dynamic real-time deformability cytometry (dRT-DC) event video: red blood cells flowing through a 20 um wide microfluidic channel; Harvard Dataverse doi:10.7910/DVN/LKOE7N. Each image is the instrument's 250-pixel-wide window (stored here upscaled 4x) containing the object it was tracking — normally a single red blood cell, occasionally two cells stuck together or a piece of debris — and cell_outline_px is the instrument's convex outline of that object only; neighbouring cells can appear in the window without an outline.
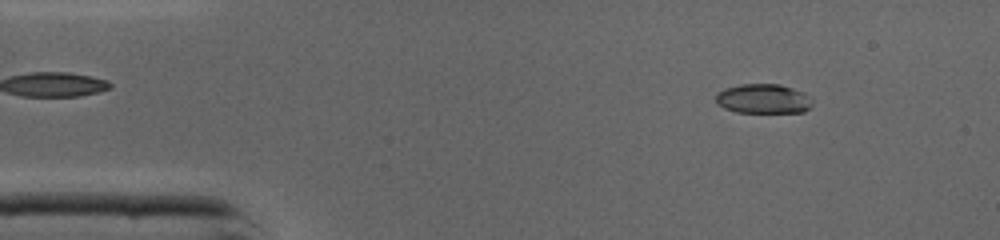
{"species": "common noctule bat (a hibernating species)", "species_latin": "Nyctalus noctula", "temperature_condition": "cold", "stored_images_in_passage": 44, "camera_frame_rate_fps": 3000, "um_per_image_px": 0.085, "animal": {"sex": "male", "body_mass_g": 19.0, "forearm_length_mm": 50.8}, "frame": {"image": 1, "passage_image": 4, "time_ms": 1.0, "image_size_px": [1000, 240], "cell_outline_px": [[812, 104], [804, 112], [736, 112], [724, 108], [716, 104], [716, 92], [724, 88], [740, 84], [780, 84], [792, 88], [812, 96]], "centroid_in_image_um": [64.86, 8.39], "position_along_channel_um": 20.1, "area_um2": 16.76}}
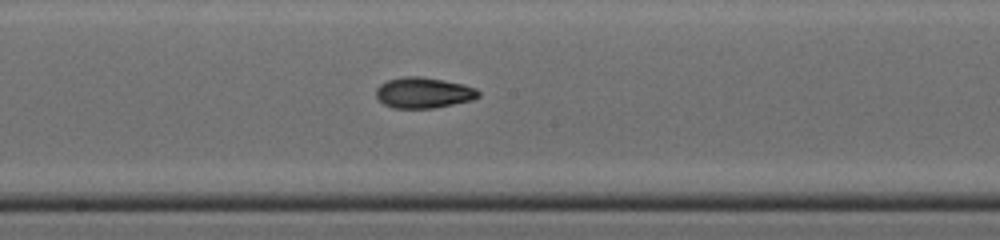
{"frame": {"image": 2, "passage_image": 22, "time_ms": 7.0, "image_size_px": [1000, 240], "cell_outline_px": [[480, 96], [472, 100], [432, 108], [392, 108], [384, 104], [376, 96], [376, 88], [380, 84], [388, 80], [404, 76], [420, 76], [444, 80], [464, 84], [476, 88], [480, 92]], "centroid_in_image_um": [36.0, 7.87], "position_along_channel_um": 212.2, "area_um2": 18.38}}
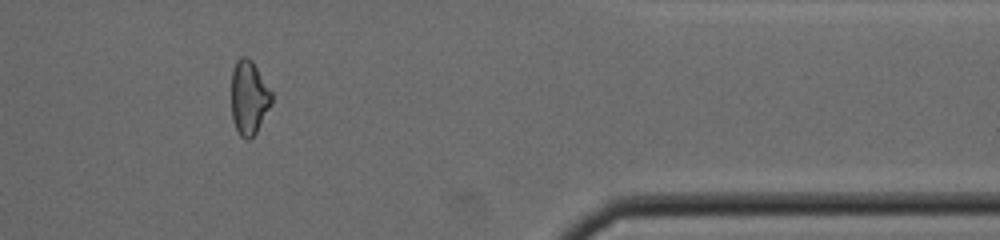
{"frame": {"image": 3, "passage_image": 36, "time_ms": 11.667, "image_size_px": [1000, 240], "cell_outline_px": [[272, 104], [256, 132], [248, 140], [244, 140], [240, 136], [232, 120], [232, 72], [236, 60], [240, 56], [248, 56], [252, 60], [272, 92]], "centroid_in_image_um": [21.16, 8.28], "position_along_channel_um": 390.2, "area_um2": 17.46}, "authors_computed_cell_mechanics": {"area_um2": 17.8024, "velocity_mm_per_s": 4.3961, "shape_relaxation_time_tau1_ms": 5.2488, "shape_relaxation_time_tau2_ms": 1.5733, "deformation_change_tau1": 0.1882, "deformation_change_tau2": 0.0676}}